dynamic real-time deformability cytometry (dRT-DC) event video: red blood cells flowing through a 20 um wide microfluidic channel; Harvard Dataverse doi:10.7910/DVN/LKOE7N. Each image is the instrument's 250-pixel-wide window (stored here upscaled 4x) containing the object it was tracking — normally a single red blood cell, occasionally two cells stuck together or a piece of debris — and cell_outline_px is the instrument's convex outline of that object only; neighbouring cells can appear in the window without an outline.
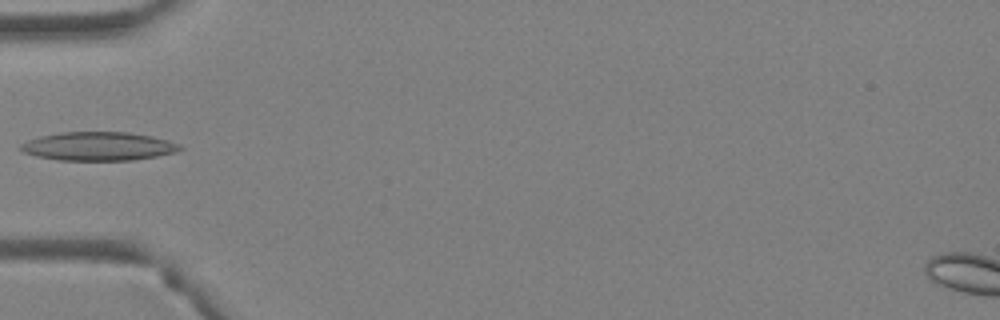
{"species": "Egyptian fruit bat (a non-hibernating species)", "species_latin": "Rousettus aegyptiacus", "temperature_condition": "warm", "stored_images_in_passage": 5, "camera_frame_rate_fps": 3000, "um_per_image_px": 0.085, "animal": {"sex": "female"}, "frame": {"image": 1, "passage_image": 5, "time_ms": 1.333, "image_size_px": [1000, 320], "cell_outline_px": [[184, 148], [176, 152], [156, 156], [132, 160], [60, 160], [36, 156], [24, 152], [20, 148], [20, 144], [28, 140], [40, 136], [60, 132], [128, 132], [152, 136], [168, 140], [180, 144]], "centroid_in_image_um": [8.38, 12.43], "position_along_channel_um": 76.6, "area_um2": 26.53}}